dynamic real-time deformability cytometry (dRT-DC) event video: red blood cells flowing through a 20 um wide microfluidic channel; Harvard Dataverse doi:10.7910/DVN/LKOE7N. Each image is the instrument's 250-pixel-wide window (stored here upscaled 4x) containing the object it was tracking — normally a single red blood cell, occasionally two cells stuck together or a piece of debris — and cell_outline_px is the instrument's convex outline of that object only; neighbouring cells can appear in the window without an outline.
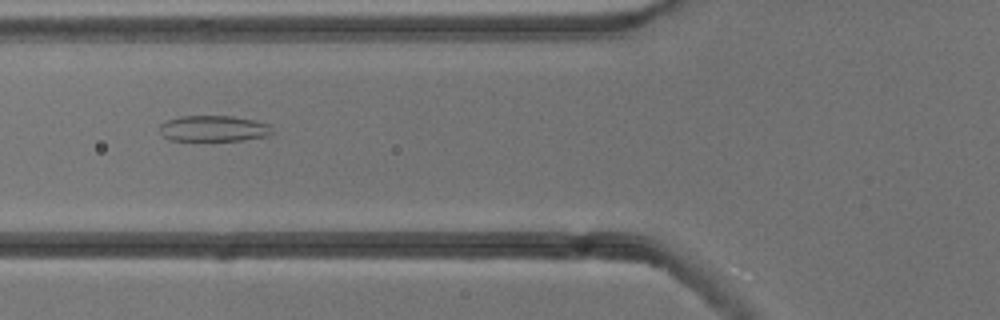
{"species": "common noctule bat (a hibernating species)", "species_latin": "Nyctalus noctula", "temperature_condition": "cold", "stored_images_in_passage": 53, "camera_frame_rate_fps": 3000, "um_per_image_px": 0.085, "animal": {"sex": "male", "body_mass_g": 13.3}, "frame": {"image": 1, "passage_image": 20, "time_ms": 6.333, "image_size_px": [1000, 320], "cell_outline_px": [[272, 132], [268, 136], [244, 140], [172, 140], [164, 136], [160, 132], [160, 124], [168, 120], [180, 116], [232, 116], [252, 120], [268, 124], [272, 128]], "centroid_in_image_um": [18.16, 10.92], "position_along_channel_um": 107.6, "area_um2": 16.82}}
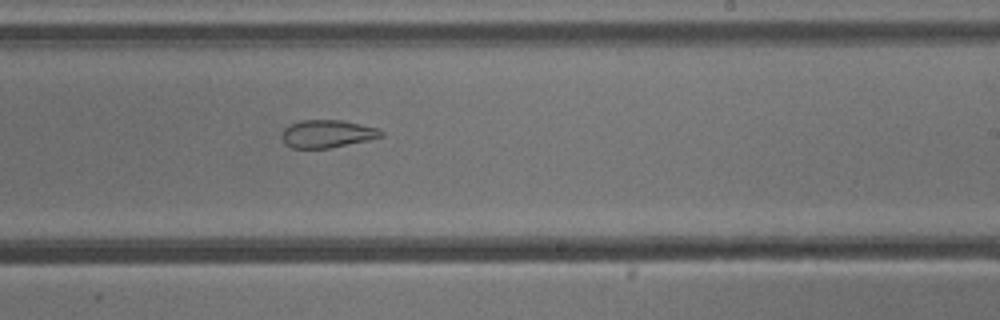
{"frame": {"image": 2, "passage_image": 32, "time_ms": 10.333, "image_size_px": [1000, 320], "cell_outline_px": [[384, 136], [368, 140], [328, 148], [292, 148], [284, 144], [280, 136], [284, 128], [300, 120], [340, 120], [376, 128], [384, 132]], "centroid_in_image_um": [27.77, 11.38], "position_along_channel_um": 261.2, "area_um2": 15.95}}
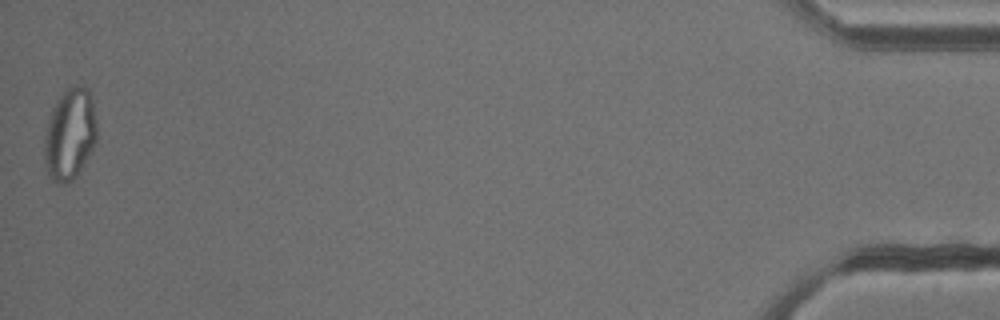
{"frame": {"image": 3, "passage_image": 53, "time_ms": 17.333, "image_size_px": [1000, 320], "cell_outline_px": [[96, 140], [92, 152], [76, 176], [72, 180], [60, 184], [56, 184], [48, 176], [44, 160], [44, 136], [48, 120], [52, 108], [56, 100], [72, 84], [76, 84], [88, 88], [92, 96], [96, 120]], "centroid_in_image_um": [5.93, 11.4], "position_along_channel_um": 429.3, "area_um2": 28.38}, "authors_computed_cell_mechanics": {"area_um2": 23.2356, "velocity_mm_per_s": 3.8335, "shape_relaxation_time_tau1_ms": null, "shape_relaxation_time_tau2_ms": 2.3592, "deformation_change_tau1": null, "deformation_change_tau2": 0.0919}}